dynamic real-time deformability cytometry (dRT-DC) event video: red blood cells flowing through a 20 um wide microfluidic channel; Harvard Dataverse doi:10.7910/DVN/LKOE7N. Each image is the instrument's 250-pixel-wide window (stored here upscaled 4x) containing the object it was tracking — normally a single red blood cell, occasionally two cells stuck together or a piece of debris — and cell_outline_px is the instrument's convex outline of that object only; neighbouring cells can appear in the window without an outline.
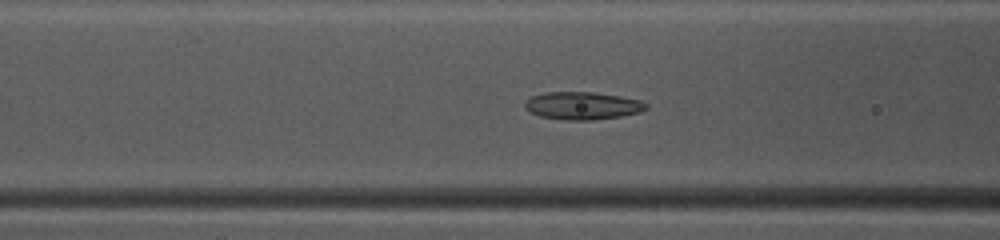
{"species": "common noctule bat (a hibernating species)", "species_latin": "Nyctalus noctula", "temperature_condition": "warm", "stored_images_in_passage": 33, "camera_frame_rate_fps": 3000, "um_per_image_px": 0.085, "animal": {"sex": "female", "body_mass_g": 10.0, "forearm_length_mm": 53.1}, "frame": {"image": 1, "passage_image": 4, "time_ms": 1.0, "image_size_px": [1000, 240], "cell_outline_px": [[648, 108], [640, 112], [620, 116], [592, 120], [568, 120], [540, 116], [524, 108], [524, 104], [532, 96], [544, 92], [592, 92], [620, 96], [640, 100], [648, 104]], "centroid_in_image_um": [49.53, 8.98], "position_along_channel_um": 117.1, "area_um2": 19.42}}
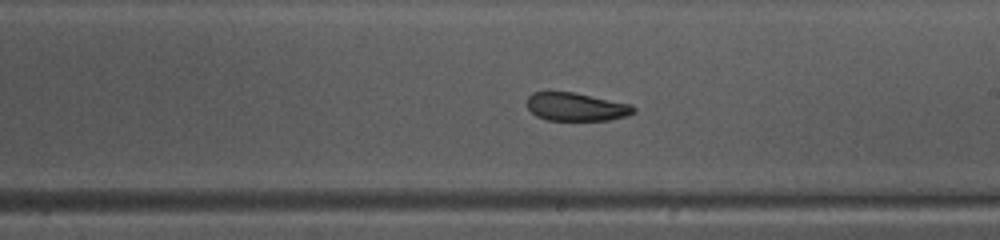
{"frame": {"image": 2, "passage_image": 13, "time_ms": 4.0, "image_size_px": [1000, 240], "cell_outline_px": [[636, 112], [628, 116], [608, 120], [548, 120], [536, 116], [528, 108], [528, 96], [532, 92], [572, 92], [632, 104], [636, 108]], "centroid_in_image_um": [49.01, 9.08], "position_along_channel_um": 240.0, "area_um2": 17.51}}
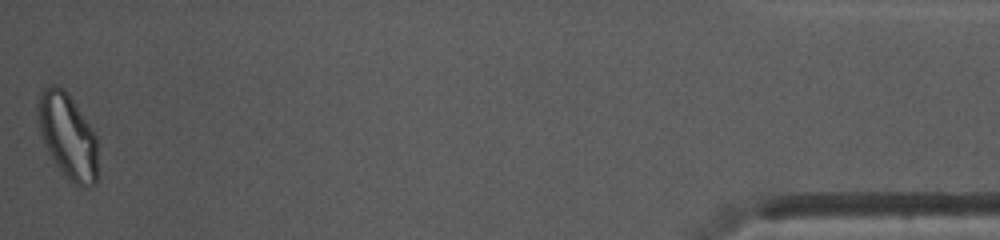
{"frame": {"image": 3, "passage_image": 33, "time_ms": 10.667, "image_size_px": [1000, 240], "cell_outline_px": [[96, 184], [76, 184], [56, 164], [48, 152], [44, 144], [40, 132], [36, 116], [36, 108], [40, 92], [44, 88], [52, 84], [56, 84], [64, 88], [68, 92], [96, 136]], "centroid_in_image_um": [5.7, 11.45], "position_along_channel_um": 429.5, "area_um2": 29.19}, "authors_computed_cell_mechanics": {"area_um2": 19.4208, "velocity_mm_per_s": 4.1, "shape_relaxation_time_tau1_ms": null, "shape_relaxation_time_tau2_ms": 2.5553, "deformation_change_tau1": null, "deformation_change_tau2": 0.0808}}